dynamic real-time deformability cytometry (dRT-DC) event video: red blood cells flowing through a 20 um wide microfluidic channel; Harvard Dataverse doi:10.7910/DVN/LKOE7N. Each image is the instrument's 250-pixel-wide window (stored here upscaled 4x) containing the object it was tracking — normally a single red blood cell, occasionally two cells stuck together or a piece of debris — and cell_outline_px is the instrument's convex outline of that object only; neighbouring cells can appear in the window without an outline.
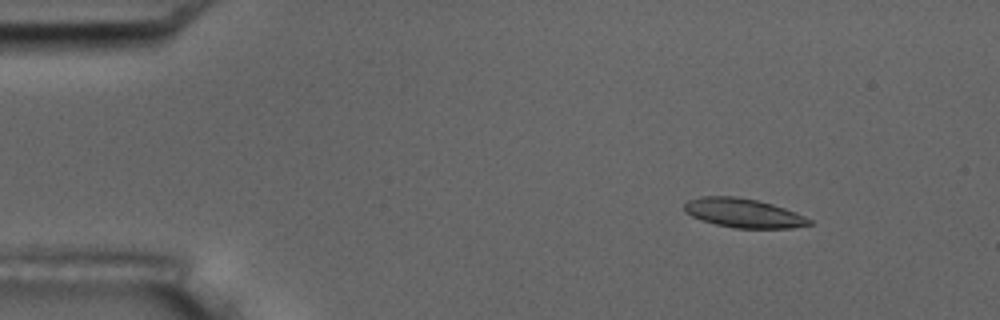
{"species": "common noctule bat (a hibernating species)", "species_latin": "Nyctalus noctula", "temperature_condition": "room temperature", "stored_images_in_passage": 5, "camera_frame_rate_fps": 3000, "um_per_image_px": 0.085, "animal": {"sex": "male", "body_mass_g": 17.5, "forearm_length_mm": 52.3}, "frame": {"image": 1, "passage_image": 2, "time_ms": 1.333, "image_size_px": [1000, 320], "cell_outline_px": [[812, 224], [792, 228], [732, 228], [716, 224], [692, 216], [684, 212], [684, 204], [688, 200], [700, 196], [736, 196], [756, 200], [772, 204], [796, 212], [812, 220]], "centroid_in_image_um": [63.19, 18.1], "position_along_channel_um": 21.8, "area_um2": 21.15}}
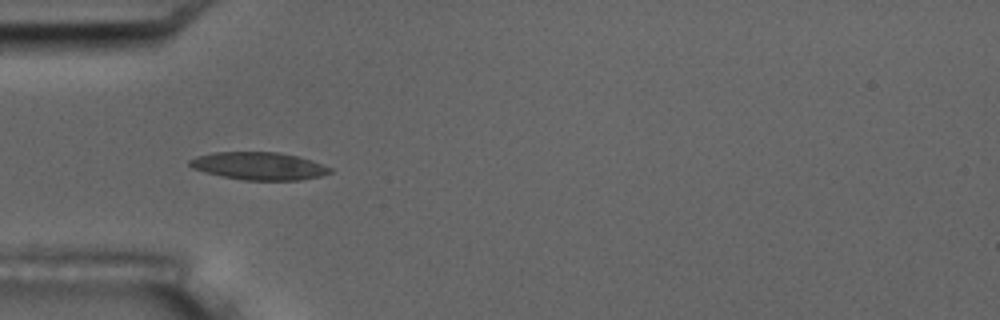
{"frame": {"image": 2, "passage_image": 4, "time_ms": 4.667, "image_size_px": [1000, 320], "cell_outline_px": [[332, 172], [320, 176], [300, 180], [244, 180], [204, 172], [192, 168], [188, 164], [188, 160], [196, 156], [212, 152], [280, 152], [312, 160], [332, 168]], "centroid_in_image_um": [21.99, 14.1], "position_along_channel_um": 63.0, "area_um2": 22.66}}